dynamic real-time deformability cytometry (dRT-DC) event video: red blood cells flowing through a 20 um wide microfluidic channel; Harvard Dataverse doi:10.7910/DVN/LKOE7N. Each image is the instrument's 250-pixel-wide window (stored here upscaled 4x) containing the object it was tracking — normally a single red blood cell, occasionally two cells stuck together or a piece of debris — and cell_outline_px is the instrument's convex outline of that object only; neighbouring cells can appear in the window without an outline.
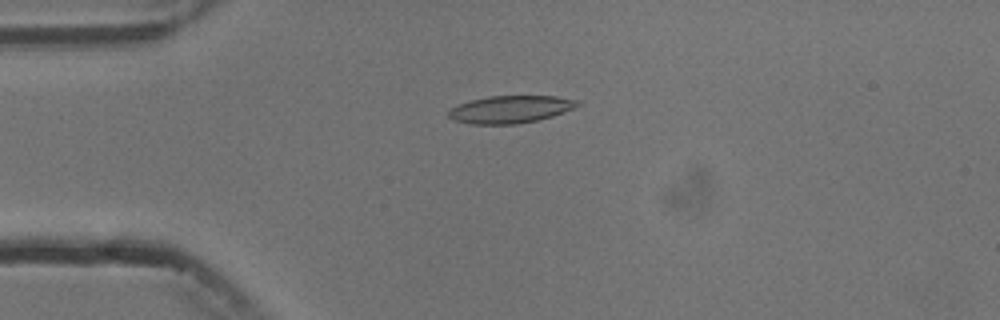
{"species": "common noctule bat (a hibernating species)", "species_latin": "Nyctalus noctula", "temperature_condition": "cold", "stored_images_in_passage": 4, "camera_frame_rate_fps": 3000, "um_per_image_px": 0.085, "animal": {"sex": "male", "body_mass_g": 13.3}, "frame": {"image": 1, "passage_image": 3, "time_ms": 3.333, "image_size_px": [1000, 320], "cell_outline_px": [[580, 104], [564, 112], [552, 116], [536, 120], [516, 124], [472, 124], [452, 120], [448, 116], [448, 112], [452, 108], [460, 104], [472, 100], [488, 96], [556, 96], [580, 100]], "centroid_in_image_um": [43.39, 9.29], "position_along_channel_um": 41.6, "area_um2": 20.46}}